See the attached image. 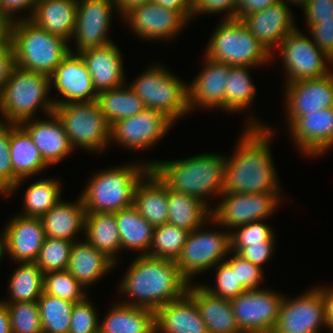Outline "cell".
<instances>
[{"label": "cell", "instance_id": "db71d44e", "mask_svg": "<svg viewBox=\"0 0 333 333\" xmlns=\"http://www.w3.org/2000/svg\"><path fill=\"white\" fill-rule=\"evenodd\" d=\"M16 67L15 52L12 43L4 32L0 36V92L5 87Z\"/></svg>", "mask_w": 333, "mask_h": 333}, {"label": "cell", "instance_id": "c3c4849f", "mask_svg": "<svg viewBox=\"0 0 333 333\" xmlns=\"http://www.w3.org/2000/svg\"><path fill=\"white\" fill-rule=\"evenodd\" d=\"M89 298L74 303L68 333H99V316Z\"/></svg>", "mask_w": 333, "mask_h": 333}, {"label": "cell", "instance_id": "30bf717a", "mask_svg": "<svg viewBox=\"0 0 333 333\" xmlns=\"http://www.w3.org/2000/svg\"><path fill=\"white\" fill-rule=\"evenodd\" d=\"M230 251V231H204L199 227L188 233L175 262L183 277L192 284L195 275L224 261Z\"/></svg>", "mask_w": 333, "mask_h": 333}, {"label": "cell", "instance_id": "cb8c5ba5", "mask_svg": "<svg viewBox=\"0 0 333 333\" xmlns=\"http://www.w3.org/2000/svg\"><path fill=\"white\" fill-rule=\"evenodd\" d=\"M119 50L117 45L111 42L78 52L91 75L97 93L126 84L122 55Z\"/></svg>", "mask_w": 333, "mask_h": 333}, {"label": "cell", "instance_id": "ab89813d", "mask_svg": "<svg viewBox=\"0 0 333 333\" xmlns=\"http://www.w3.org/2000/svg\"><path fill=\"white\" fill-rule=\"evenodd\" d=\"M250 68L252 67L232 66L225 87L226 112L244 111L251 106L257 89L252 83Z\"/></svg>", "mask_w": 333, "mask_h": 333}, {"label": "cell", "instance_id": "f907efd6", "mask_svg": "<svg viewBox=\"0 0 333 333\" xmlns=\"http://www.w3.org/2000/svg\"><path fill=\"white\" fill-rule=\"evenodd\" d=\"M230 253L233 256L225 261L231 266L232 269H236L238 282H240L246 290L260 289L261 287L259 284H261L264 279L263 268L242 258L233 251H230Z\"/></svg>", "mask_w": 333, "mask_h": 333}, {"label": "cell", "instance_id": "f5cc1de1", "mask_svg": "<svg viewBox=\"0 0 333 333\" xmlns=\"http://www.w3.org/2000/svg\"><path fill=\"white\" fill-rule=\"evenodd\" d=\"M226 11L225 19L237 18V0H193V16Z\"/></svg>", "mask_w": 333, "mask_h": 333}, {"label": "cell", "instance_id": "277c9868", "mask_svg": "<svg viewBox=\"0 0 333 333\" xmlns=\"http://www.w3.org/2000/svg\"><path fill=\"white\" fill-rule=\"evenodd\" d=\"M5 33L12 43L17 67L24 70L50 77L70 53V43L65 38L49 33L30 19L9 23Z\"/></svg>", "mask_w": 333, "mask_h": 333}, {"label": "cell", "instance_id": "ac0fdd59", "mask_svg": "<svg viewBox=\"0 0 333 333\" xmlns=\"http://www.w3.org/2000/svg\"><path fill=\"white\" fill-rule=\"evenodd\" d=\"M286 115L291 126L301 115L333 107V72L285 84Z\"/></svg>", "mask_w": 333, "mask_h": 333}, {"label": "cell", "instance_id": "ee69618b", "mask_svg": "<svg viewBox=\"0 0 333 333\" xmlns=\"http://www.w3.org/2000/svg\"><path fill=\"white\" fill-rule=\"evenodd\" d=\"M73 242L66 239L46 237L35 261L43 274L67 270Z\"/></svg>", "mask_w": 333, "mask_h": 333}, {"label": "cell", "instance_id": "4316f807", "mask_svg": "<svg viewBox=\"0 0 333 333\" xmlns=\"http://www.w3.org/2000/svg\"><path fill=\"white\" fill-rule=\"evenodd\" d=\"M133 206L154 227L168 222V186L152 169L137 183Z\"/></svg>", "mask_w": 333, "mask_h": 333}, {"label": "cell", "instance_id": "680465c9", "mask_svg": "<svg viewBox=\"0 0 333 333\" xmlns=\"http://www.w3.org/2000/svg\"><path fill=\"white\" fill-rule=\"evenodd\" d=\"M279 0H237V19L260 12Z\"/></svg>", "mask_w": 333, "mask_h": 333}, {"label": "cell", "instance_id": "f546056e", "mask_svg": "<svg viewBox=\"0 0 333 333\" xmlns=\"http://www.w3.org/2000/svg\"><path fill=\"white\" fill-rule=\"evenodd\" d=\"M116 263L88 243L73 242L67 270L86 289L114 269Z\"/></svg>", "mask_w": 333, "mask_h": 333}, {"label": "cell", "instance_id": "ba28073f", "mask_svg": "<svg viewBox=\"0 0 333 333\" xmlns=\"http://www.w3.org/2000/svg\"><path fill=\"white\" fill-rule=\"evenodd\" d=\"M152 66L141 73L129 87L144 102L146 108L160 111L175 123L179 117L190 112L188 85L162 65Z\"/></svg>", "mask_w": 333, "mask_h": 333}, {"label": "cell", "instance_id": "7c38bea8", "mask_svg": "<svg viewBox=\"0 0 333 333\" xmlns=\"http://www.w3.org/2000/svg\"><path fill=\"white\" fill-rule=\"evenodd\" d=\"M280 193H223L222 201L217 207L212 206L209 223L218 224L223 228L235 229L250 222L261 221L272 216L279 205Z\"/></svg>", "mask_w": 333, "mask_h": 333}, {"label": "cell", "instance_id": "74e56055", "mask_svg": "<svg viewBox=\"0 0 333 333\" xmlns=\"http://www.w3.org/2000/svg\"><path fill=\"white\" fill-rule=\"evenodd\" d=\"M10 278L3 303L38 301L43 293V272L35 262L20 263Z\"/></svg>", "mask_w": 333, "mask_h": 333}, {"label": "cell", "instance_id": "4fadbf2b", "mask_svg": "<svg viewBox=\"0 0 333 333\" xmlns=\"http://www.w3.org/2000/svg\"><path fill=\"white\" fill-rule=\"evenodd\" d=\"M327 326L323 287H314L289 299L283 297L277 323L272 333H320Z\"/></svg>", "mask_w": 333, "mask_h": 333}, {"label": "cell", "instance_id": "91938a15", "mask_svg": "<svg viewBox=\"0 0 333 333\" xmlns=\"http://www.w3.org/2000/svg\"><path fill=\"white\" fill-rule=\"evenodd\" d=\"M154 3L178 11L187 21H190L193 13V0H153Z\"/></svg>", "mask_w": 333, "mask_h": 333}, {"label": "cell", "instance_id": "816d5d0a", "mask_svg": "<svg viewBox=\"0 0 333 333\" xmlns=\"http://www.w3.org/2000/svg\"><path fill=\"white\" fill-rule=\"evenodd\" d=\"M308 29L315 45L333 60V19L314 22Z\"/></svg>", "mask_w": 333, "mask_h": 333}, {"label": "cell", "instance_id": "e575fe53", "mask_svg": "<svg viewBox=\"0 0 333 333\" xmlns=\"http://www.w3.org/2000/svg\"><path fill=\"white\" fill-rule=\"evenodd\" d=\"M83 233L88 243L117 263L121 242L115 213H86Z\"/></svg>", "mask_w": 333, "mask_h": 333}, {"label": "cell", "instance_id": "b9f144b4", "mask_svg": "<svg viewBox=\"0 0 333 333\" xmlns=\"http://www.w3.org/2000/svg\"><path fill=\"white\" fill-rule=\"evenodd\" d=\"M188 231L166 223L154 228L148 256L176 261L185 244Z\"/></svg>", "mask_w": 333, "mask_h": 333}, {"label": "cell", "instance_id": "7a4b0ae2", "mask_svg": "<svg viewBox=\"0 0 333 333\" xmlns=\"http://www.w3.org/2000/svg\"><path fill=\"white\" fill-rule=\"evenodd\" d=\"M189 284L175 261L138 255L120 281L118 291L132 298L121 303L155 312L159 307L182 298Z\"/></svg>", "mask_w": 333, "mask_h": 333}, {"label": "cell", "instance_id": "5bb4252c", "mask_svg": "<svg viewBox=\"0 0 333 333\" xmlns=\"http://www.w3.org/2000/svg\"><path fill=\"white\" fill-rule=\"evenodd\" d=\"M284 296L268 289L247 290L230 300L242 333H272Z\"/></svg>", "mask_w": 333, "mask_h": 333}, {"label": "cell", "instance_id": "bcb514c9", "mask_svg": "<svg viewBox=\"0 0 333 333\" xmlns=\"http://www.w3.org/2000/svg\"><path fill=\"white\" fill-rule=\"evenodd\" d=\"M232 230H230L231 251L235 253L251 244L275 240L273 230L263 220L250 222Z\"/></svg>", "mask_w": 333, "mask_h": 333}, {"label": "cell", "instance_id": "94428289", "mask_svg": "<svg viewBox=\"0 0 333 333\" xmlns=\"http://www.w3.org/2000/svg\"><path fill=\"white\" fill-rule=\"evenodd\" d=\"M324 298L326 302V320L327 328L333 331V288L323 287Z\"/></svg>", "mask_w": 333, "mask_h": 333}, {"label": "cell", "instance_id": "4dcf8cb0", "mask_svg": "<svg viewBox=\"0 0 333 333\" xmlns=\"http://www.w3.org/2000/svg\"><path fill=\"white\" fill-rule=\"evenodd\" d=\"M77 6L78 0H37L30 20L69 42L75 31Z\"/></svg>", "mask_w": 333, "mask_h": 333}, {"label": "cell", "instance_id": "83f0119b", "mask_svg": "<svg viewBox=\"0 0 333 333\" xmlns=\"http://www.w3.org/2000/svg\"><path fill=\"white\" fill-rule=\"evenodd\" d=\"M10 159L13 172L20 180L5 194L6 196L15 192L22 181L40 174L49 167L31 136L21 125L10 124Z\"/></svg>", "mask_w": 333, "mask_h": 333}, {"label": "cell", "instance_id": "d6986e66", "mask_svg": "<svg viewBox=\"0 0 333 333\" xmlns=\"http://www.w3.org/2000/svg\"><path fill=\"white\" fill-rule=\"evenodd\" d=\"M133 33L147 40H170L186 27L187 20L178 12L154 2L132 8L124 16Z\"/></svg>", "mask_w": 333, "mask_h": 333}, {"label": "cell", "instance_id": "9f6ffc18", "mask_svg": "<svg viewBox=\"0 0 333 333\" xmlns=\"http://www.w3.org/2000/svg\"><path fill=\"white\" fill-rule=\"evenodd\" d=\"M301 8L304 11L308 28L314 22L333 19V0H306Z\"/></svg>", "mask_w": 333, "mask_h": 333}, {"label": "cell", "instance_id": "52a82bcc", "mask_svg": "<svg viewBox=\"0 0 333 333\" xmlns=\"http://www.w3.org/2000/svg\"><path fill=\"white\" fill-rule=\"evenodd\" d=\"M222 20L211 35L204 57L232 66L253 68L271 61V54L240 19L223 18Z\"/></svg>", "mask_w": 333, "mask_h": 333}, {"label": "cell", "instance_id": "6da1fadb", "mask_svg": "<svg viewBox=\"0 0 333 333\" xmlns=\"http://www.w3.org/2000/svg\"><path fill=\"white\" fill-rule=\"evenodd\" d=\"M247 123L234 155L225 156L223 193H280L269 148L274 129L256 119Z\"/></svg>", "mask_w": 333, "mask_h": 333}, {"label": "cell", "instance_id": "03108f58", "mask_svg": "<svg viewBox=\"0 0 333 333\" xmlns=\"http://www.w3.org/2000/svg\"><path fill=\"white\" fill-rule=\"evenodd\" d=\"M279 1L283 2L287 5L295 4V5H299V6H303L306 2V0H279Z\"/></svg>", "mask_w": 333, "mask_h": 333}, {"label": "cell", "instance_id": "1f68e13d", "mask_svg": "<svg viewBox=\"0 0 333 333\" xmlns=\"http://www.w3.org/2000/svg\"><path fill=\"white\" fill-rule=\"evenodd\" d=\"M85 214L81 196L75 203L60 200L40 218L45 236L77 241L76 235L82 230L84 231Z\"/></svg>", "mask_w": 333, "mask_h": 333}, {"label": "cell", "instance_id": "be15d7a7", "mask_svg": "<svg viewBox=\"0 0 333 333\" xmlns=\"http://www.w3.org/2000/svg\"><path fill=\"white\" fill-rule=\"evenodd\" d=\"M0 333H11L10 315L8 309L0 300Z\"/></svg>", "mask_w": 333, "mask_h": 333}, {"label": "cell", "instance_id": "d590c367", "mask_svg": "<svg viewBox=\"0 0 333 333\" xmlns=\"http://www.w3.org/2000/svg\"><path fill=\"white\" fill-rule=\"evenodd\" d=\"M115 216L121 249L140 251V256L148 255L155 227L134 206L115 212Z\"/></svg>", "mask_w": 333, "mask_h": 333}, {"label": "cell", "instance_id": "60d3db41", "mask_svg": "<svg viewBox=\"0 0 333 333\" xmlns=\"http://www.w3.org/2000/svg\"><path fill=\"white\" fill-rule=\"evenodd\" d=\"M43 333H68L74 303L42 293L38 299Z\"/></svg>", "mask_w": 333, "mask_h": 333}, {"label": "cell", "instance_id": "7402d4cb", "mask_svg": "<svg viewBox=\"0 0 333 333\" xmlns=\"http://www.w3.org/2000/svg\"><path fill=\"white\" fill-rule=\"evenodd\" d=\"M204 61V69L188 85L189 109L193 111L195 107L201 106L225 111V87L232 65L216 62L208 57Z\"/></svg>", "mask_w": 333, "mask_h": 333}, {"label": "cell", "instance_id": "2e32d148", "mask_svg": "<svg viewBox=\"0 0 333 333\" xmlns=\"http://www.w3.org/2000/svg\"><path fill=\"white\" fill-rule=\"evenodd\" d=\"M82 1V2H81ZM78 0L76 25L72 39L76 41L75 51L107 45L112 12L116 9L115 0Z\"/></svg>", "mask_w": 333, "mask_h": 333}, {"label": "cell", "instance_id": "44dd1931", "mask_svg": "<svg viewBox=\"0 0 333 333\" xmlns=\"http://www.w3.org/2000/svg\"><path fill=\"white\" fill-rule=\"evenodd\" d=\"M288 128L298 150L308 157L321 156L333 147V107L301 115Z\"/></svg>", "mask_w": 333, "mask_h": 333}, {"label": "cell", "instance_id": "f1b7e54d", "mask_svg": "<svg viewBox=\"0 0 333 333\" xmlns=\"http://www.w3.org/2000/svg\"><path fill=\"white\" fill-rule=\"evenodd\" d=\"M189 284L187 294L194 300L208 333H242L229 299L214 296L203 285Z\"/></svg>", "mask_w": 333, "mask_h": 333}, {"label": "cell", "instance_id": "7dc6e473", "mask_svg": "<svg viewBox=\"0 0 333 333\" xmlns=\"http://www.w3.org/2000/svg\"><path fill=\"white\" fill-rule=\"evenodd\" d=\"M216 266V286L215 288H211L208 285H204L205 290L214 296L229 300L247 291L240 282H238L236 269H232L225 260L221 261V263H218Z\"/></svg>", "mask_w": 333, "mask_h": 333}, {"label": "cell", "instance_id": "ffe728a7", "mask_svg": "<svg viewBox=\"0 0 333 333\" xmlns=\"http://www.w3.org/2000/svg\"><path fill=\"white\" fill-rule=\"evenodd\" d=\"M292 14L289 5L278 1L260 12L244 15L240 20L273 57L272 50L296 29Z\"/></svg>", "mask_w": 333, "mask_h": 333}, {"label": "cell", "instance_id": "8d00e7d4", "mask_svg": "<svg viewBox=\"0 0 333 333\" xmlns=\"http://www.w3.org/2000/svg\"><path fill=\"white\" fill-rule=\"evenodd\" d=\"M127 85L98 93L97 102L110 126L120 119L135 116L146 108L144 102Z\"/></svg>", "mask_w": 333, "mask_h": 333}, {"label": "cell", "instance_id": "836d02e7", "mask_svg": "<svg viewBox=\"0 0 333 333\" xmlns=\"http://www.w3.org/2000/svg\"><path fill=\"white\" fill-rule=\"evenodd\" d=\"M211 210L201 199L168 188V223L191 232L209 222Z\"/></svg>", "mask_w": 333, "mask_h": 333}, {"label": "cell", "instance_id": "f6af8a7d", "mask_svg": "<svg viewBox=\"0 0 333 333\" xmlns=\"http://www.w3.org/2000/svg\"><path fill=\"white\" fill-rule=\"evenodd\" d=\"M5 305L10 315L11 333H43L37 301Z\"/></svg>", "mask_w": 333, "mask_h": 333}, {"label": "cell", "instance_id": "f35d334b", "mask_svg": "<svg viewBox=\"0 0 333 333\" xmlns=\"http://www.w3.org/2000/svg\"><path fill=\"white\" fill-rule=\"evenodd\" d=\"M61 183L56 179H40L33 182L24 194V217L41 218L61 200Z\"/></svg>", "mask_w": 333, "mask_h": 333}, {"label": "cell", "instance_id": "484cf974", "mask_svg": "<svg viewBox=\"0 0 333 333\" xmlns=\"http://www.w3.org/2000/svg\"><path fill=\"white\" fill-rule=\"evenodd\" d=\"M156 333H208L194 300L186 293L155 311Z\"/></svg>", "mask_w": 333, "mask_h": 333}, {"label": "cell", "instance_id": "681fc988", "mask_svg": "<svg viewBox=\"0 0 333 333\" xmlns=\"http://www.w3.org/2000/svg\"><path fill=\"white\" fill-rule=\"evenodd\" d=\"M19 180L10 159V123L0 120V194L5 195Z\"/></svg>", "mask_w": 333, "mask_h": 333}, {"label": "cell", "instance_id": "e7e4bbea", "mask_svg": "<svg viewBox=\"0 0 333 333\" xmlns=\"http://www.w3.org/2000/svg\"><path fill=\"white\" fill-rule=\"evenodd\" d=\"M6 254V248H5V236L4 233L0 235V262L1 259H3V255Z\"/></svg>", "mask_w": 333, "mask_h": 333}, {"label": "cell", "instance_id": "603a6c76", "mask_svg": "<svg viewBox=\"0 0 333 333\" xmlns=\"http://www.w3.org/2000/svg\"><path fill=\"white\" fill-rule=\"evenodd\" d=\"M3 231L6 254H9L12 261L16 263L36 261L46 238L40 218L16 214Z\"/></svg>", "mask_w": 333, "mask_h": 333}, {"label": "cell", "instance_id": "d6a6232c", "mask_svg": "<svg viewBox=\"0 0 333 333\" xmlns=\"http://www.w3.org/2000/svg\"><path fill=\"white\" fill-rule=\"evenodd\" d=\"M99 323V333H156L155 312L117 303Z\"/></svg>", "mask_w": 333, "mask_h": 333}, {"label": "cell", "instance_id": "6125c7cd", "mask_svg": "<svg viewBox=\"0 0 333 333\" xmlns=\"http://www.w3.org/2000/svg\"><path fill=\"white\" fill-rule=\"evenodd\" d=\"M151 2H153V0H115L116 9L119 11L121 17L132 8Z\"/></svg>", "mask_w": 333, "mask_h": 333}, {"label": "cell", "instance_id": "8992f818", "mask_svg": "<svg viewBox=\"0 0 333 333\" xmlns=\"http://www.w3.org/2000/svg\"><path fill=\"white\" fill-rule=\"evenodd\" d=\"M50 88L48 75L16 67L0 92V113L4 122L20 125L35 117L39 107L48 117L55 107L52 97L49 99Z\"/></svg>", "mask_w": 333, "mask_h": 333}, {"label": "cell", "instance_id": "8fae6325", "mask_svg": "<svg viewBox=\"0 0 333 333\" xmlns=\"http://www.w3.org/2000/svg\"><path fill=\"white\" fill-rule=\"evenodd\" d=\"M277 49L287 74L285 84L319 78L331 72L326 64L331 66L333 60L297 28L282 40Z\"/></svg>", "mask_w": 333, "mask_h": 333}, {"label": "cell", "instance_id": "9a60e30c", "mask_svg": "<svg viewBox=\"0 0 333 333\" xmlns=\"http://www.w3.org/2000/svg\"><path fill=\"white\" fill-rule=\"evenodd\" d=\"M173 122L163 113L145 108L141 113L126 117L110 127V141L132 150H147L162 139Z\"/></svg>", "mask_w": 333, "mask_h": 333}, {"label": "cell", "instance_id": "11a10c76", "mask_svg": "<svg viewBox=\"0 0 333 333\" xmlns=\"http://www.w3.org/2000/svg\"><path fill=\"white\" fill-rule=\"evenodd\" d=\"M36 3L37 0H0V23L5 27L9 23L15 22L16 19L18 20L17 17H14L16 16L15 14L25 10L31 12L28 14L30 16H24L21 19H31Z\"/></svg>", "mask_w": 333, "mask_h": 333}, {"label": "cell", "instance_id": "003e7915", "mask_svg": "<svg viewBox=\"0 0 333 333\" xmlns=\"http://www.w3.org/2000/svg\"><path fill=\"white\" fill-rule=\"evenodd\" d=\"M5 32V27L0 23V36Z\"/></svg>", "mask_w": 333, "mask_h": 333}, {"label": "cell", "instance_id": "9c48e42d", "mask_svg": "<svg viewBox=\"0 0 333 333\" xmlns=\"http://www.w3.org/2000/svg\"><path fill=\"white\" fill-rule=\"evenodd\" d=\"M63 124L70 145L87 151H104L110 142V124L97 101L67 103L53 111Z\"/></svg>", "mask_w": 333, "mask_h": 333}, {"label": "cell", "instance_id": "6f0895ef", "mask_svg": "<svg viewBox=\"0 0 333 333\" xmlns=\"http://www.w3.org/2000/svg\"><path fill=\"white\" fill-rule=\"evenodd\" d=\"M275 240H267L263 243H255L242 248L237 254L251 263L263 267L274 253Z\"/></svg>", "mask_w": 333, "mask_h": 333}, {"label": "cell", "instance_id": "7bdbcfd3", "mask_svg": "<svg viewBox=\"0 0 333 333\" xmlns=\"http://www.w3.org/2000/svg\"><path fill=\"white\" fill-rule=\"evenodd\" d=\"M85 288L68 270L52 271L43 274V293L71 301H82L86 296Z\"/></svg>", "mask_w": 333, "mask_h": 333}, {"label": "cell", "instance_id": "5b68a950", "mask_svg": "<svg viewBox=\"0 0 333 333\" xmlns=\"http://www.w3.org/2000/svg\"><path fill=\"white\" fill-rule=\"evenodd\" d=\"M140 164L116 166L92 176L81 193L86 213H115L133 206L135 187L151 169Z\"/></svg>", "mask_w": 333, "mask_h": 333}, {"label": "cell", "instance_id": "e0dca14e", "mask_svg": "<svg viewBox=\"0 0 333 333\" xmlns=\"http://www.w3.org/2000/svg\"><path fill=\"white\" fill-rule=\"evenodd\" d=\"M50 84L64 97L54 99V106L67 103H90L97 101L98 98L91 75L78 53L70 52L62 60L50 76Z\"/></svg>", "mask_w": 333, "mask_h": 333}, {"label": "cell", "instance_id": "d4e9b609", "mask_svg": "<svg viewBox=\"0 0 333 333\" xmlns=\"http://www.w3.org/2000/svg\"><path fill=\"white\" fill-rule=\"evenodd\" d=\"M48 120L29 119L20 125L31 136L44 161L49 165L59 163L74 150L60 119L53 112Z\"/></svg>", "mask_w": 333, "mask_h": 333}, {"label": "cell", "instance_id": "3957f363", "mask_svg": "<svg viewBox=\"0 0 333 333\" xmlns=\"http://www.w3.org/2000/svg\"><path fill=\"white\" fill-rule=\"evenodd\" d=\"M147 165L168 188L195 196L209 205L208 196L223 194L225 157L218 154H198L173 161H150ZM207 197V198H206Z\"/></svg>", "mask_w": 333, "mask_h": 333}]
</instances>
